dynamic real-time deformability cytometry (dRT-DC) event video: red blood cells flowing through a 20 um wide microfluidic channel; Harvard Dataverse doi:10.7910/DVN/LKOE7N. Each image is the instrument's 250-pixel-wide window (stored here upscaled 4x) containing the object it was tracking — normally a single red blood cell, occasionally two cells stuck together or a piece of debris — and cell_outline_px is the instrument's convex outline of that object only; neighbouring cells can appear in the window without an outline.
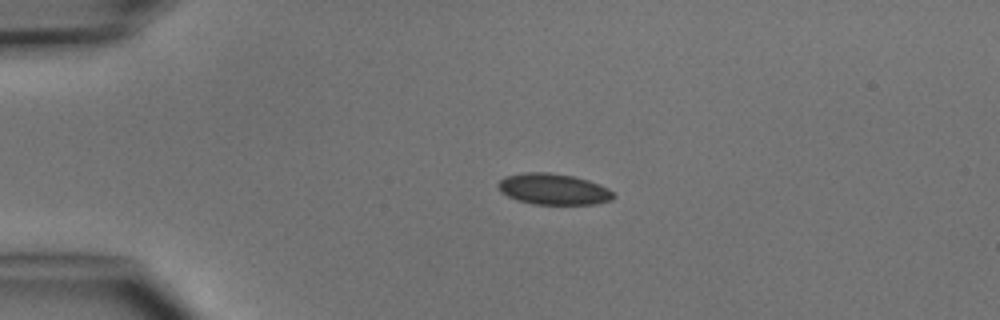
{"species": "common noctule bat (a hibernating species)", "species_latin": "Nyctalus noctula", "temperature_condition": "cold", "stored_images_in_passage": 4, "camera_frame_rate_fps": 3000, "um_per_image_px": 0.085, "animal": {"sex": "male", "body_mass_g": 15.6}, "frame": {"image": 1, "passage_image": 2, "time_ms": 1.0, "image_size_px": [1000, 320], "cell_outline_px": [[616, 196], [612, 200], [596, 204], [532, 204], [516, 200], [500, 192], [496, 184], [504, 176], [524, 172], [548, 172], [572, 176], [588, 180], [600, 184], [608, 188]], "centroid_in_image_um": [47.02, 16.08], "position_along_channel_um": 38.0, "area_um2": 21.1}}